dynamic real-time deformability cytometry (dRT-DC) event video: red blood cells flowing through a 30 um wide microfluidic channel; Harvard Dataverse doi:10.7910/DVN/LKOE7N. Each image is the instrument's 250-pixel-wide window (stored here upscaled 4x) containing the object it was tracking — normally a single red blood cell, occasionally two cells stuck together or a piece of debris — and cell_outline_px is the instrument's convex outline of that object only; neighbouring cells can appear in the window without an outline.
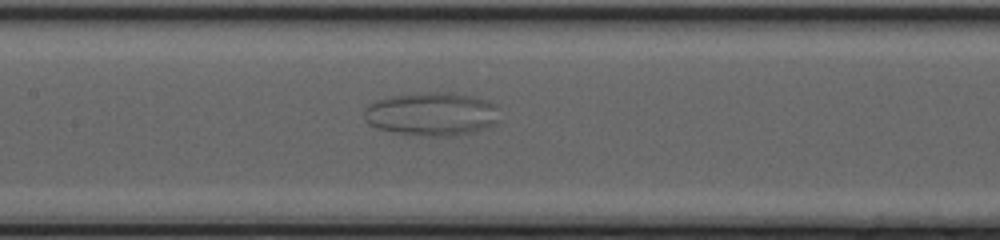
{"species": "common noctule bat (a hibernating species)", "species_latin": "Nyctalus noctula", "temperature_condition": "cold", "stored_images_in_passage": 54, "camera_frame_rate_fps": 3000, "um_per_image_px": 0.085, "animal": {"sex": "female", "body_mass_g": 20.0, "forearm_length_mm": 54.0}, "frame": {"image": 1, "passage_image": 28, "time_ms": 9.0, "image_size_px": [1000, 240], "cell_outline_px": [[496, 120], [488, 128], [460, 136], [428, 136], [396, 132], [376, 128], [368, 124], [364, 120], [364, 112], [376, 100], [392, 96], [416, 92], [456, 92], [488, 100], [496, 104]], "centroid_in_image_um": [36.71, 9.68], "position_along_channel_um": 170.7, "area_um2": 34.39}}
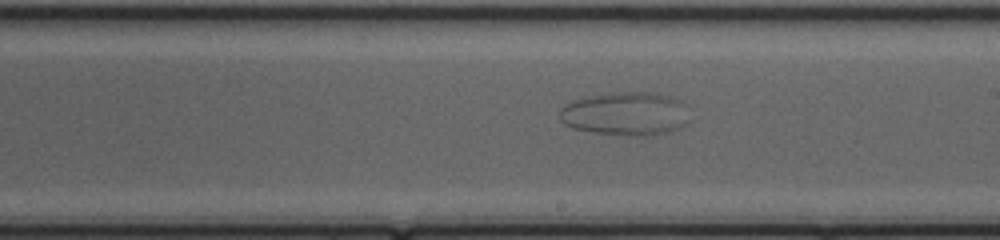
{"frame": {"image": 2, "passage_image": 33, "time_ms": 10.667, "image_size_px": [1000, 240], "cell_outline_px": [[688, 104], [684, 124], [680, 128], [672, 132], [652, 136], [628, 136], [596, 132], [572, 128], [564, 124], [560, 120], [560, 108], [564, 104], [576, 100], [608, 92], [652, 92], [668, 96], [680, 100]], "centroid_in_image_um": [53.19, 9.67], "position_along_channel_um": 235.8, "area_um2": 33.12}}